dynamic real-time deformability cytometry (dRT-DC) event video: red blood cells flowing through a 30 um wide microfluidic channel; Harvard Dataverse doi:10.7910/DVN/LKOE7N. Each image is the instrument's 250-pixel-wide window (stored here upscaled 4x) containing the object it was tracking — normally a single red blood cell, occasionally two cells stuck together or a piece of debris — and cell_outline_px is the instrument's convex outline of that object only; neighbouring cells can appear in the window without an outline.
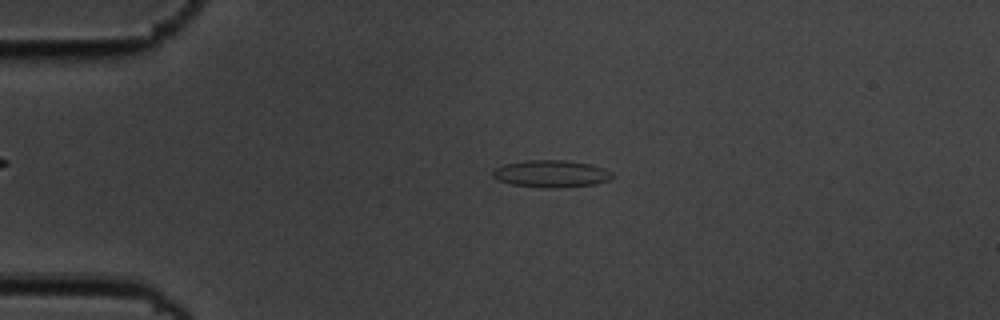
{"species": "common noctule bat (a hibernating species)", "species_latin": "Nyctalus noctula", "temperature_condition": "cold", "stored_images_in_passage": 54, "camera_frame_rate_fps": 3000, "um_per_image_px": 0.085, "animal": {"sex": "male", "body_mass_g": 19.5, "forearm_length_mm": 54.6}, "frame": {"image": 1, "passage_image": 12, "time_ms": 3.667, "image_size_px": [1000, 320], "cell_outline_px": [[612, 176], [608, 180], [596, 184], [564, 188], [544, 188], [512, 184], [500, 180], [492, 176], [492, 172], [496, 168], [504, 164], [528, 160], [564, 160], [592, 164], [604, 168], [612, 172]], "centroid_in_image_um": [46.88, 14.77], "position_along_channel_um": 38.1, "area_um2": 18.96}}
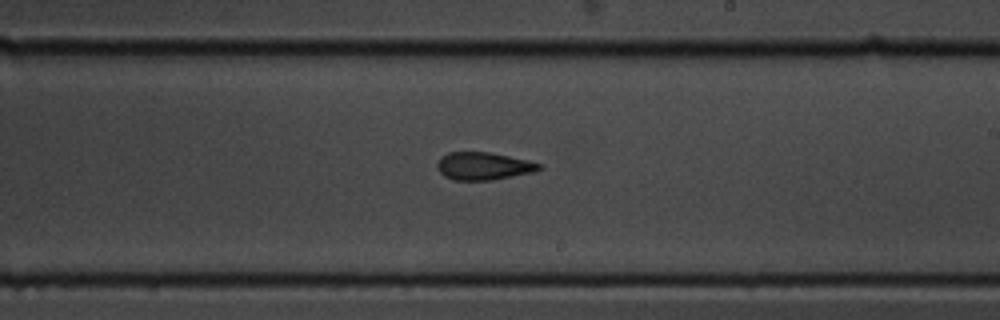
{"frame": {"image": 2, "passage_image": 32, "time_ms": 10.333, "image_size_px": [1000, 320], "cell_outline_px": [[544, 168], [532, 172], [492, 180], [456, 180], [444, 176], [440, 172], [436, 164], [440, 156], [448, 152], [488, 152], [508, 156], [540, 164]], "centroid_in_image_um": [41.04, 14.11], "position_along_channel_um": 248.0, "area_um2": 16.24}}
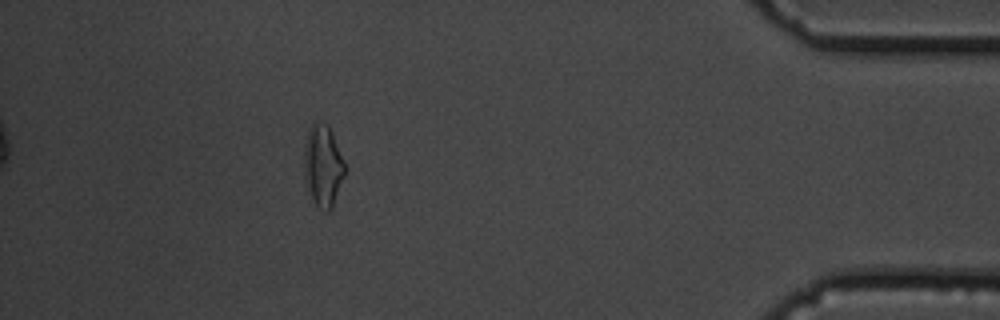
{"frame": {"image": 3, "passage_image": 49, "time_ms": 16.0, "image_size_px": [1000, 320], "cell_outline_px": [[344, 176], [332, 208], [328, 212], [324, 212], [316, 204], [308, 188], [304, 176], [304, 144], [308, 132], [312, 124], [316, 120], [328, 124], [332, 132], [344, 160]], "centroid_in_image_um": [27.45, 14.06], "position_along_channel_um": 407.8, "area_um2": 19.31}, "authors_computed_cell_mechanics": {"area_um2": 16.9643, "velocity_mm_per_s": 3.6564, "shape_relaxation_time_tau1_ms": 9.7391, "shape_relaxation_time_tau2_ms": 2.6454, "deformation_change_tau1": 0.22, "deformation_change_tau2": 0.0983}}